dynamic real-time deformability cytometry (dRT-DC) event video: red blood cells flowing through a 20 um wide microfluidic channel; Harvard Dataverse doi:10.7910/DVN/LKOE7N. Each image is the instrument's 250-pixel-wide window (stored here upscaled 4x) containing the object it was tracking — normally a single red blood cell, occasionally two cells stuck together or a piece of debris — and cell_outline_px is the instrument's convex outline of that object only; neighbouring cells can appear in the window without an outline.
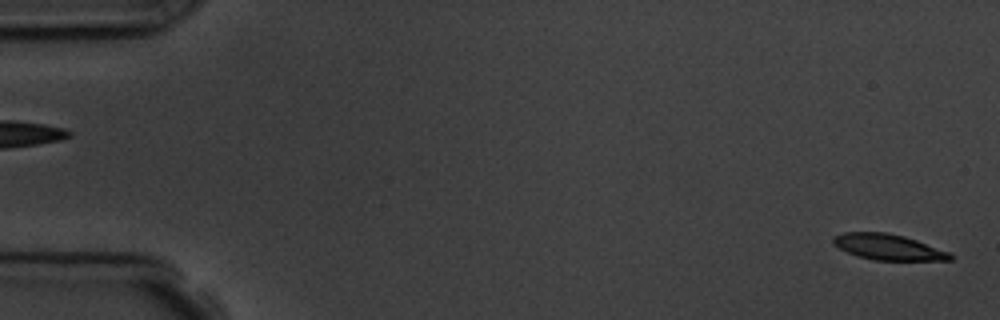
{"species": "common noctule bat (a hibernating species)", "species_latin": "Nyctalus noctula", "temperature_condition": "room temperature", "stored_images_in_passage": 5, "camera_frame_rate_fps": 3000, "um_per_image_px": 0.085, "animal": {"sex": "male", "body_mass_g": 19.5, "forearm_length_mm": 54.6}, "frame": {"image": 1, "passage_image": 5, "time_ms": 6.333, "image_size_px": [1000, 320], "cell_outline_px": [[952, 260], [872, 260], [856, 256], [832, 244], [832, 236], [844, 232], [884, 232], [904, 236], [916, 240], [948, 252], [952, 256]], "centroid_in_image_um": [75.43, 20.99], "position_along_channel_um": 9.6, "area_um2": 17.46}}